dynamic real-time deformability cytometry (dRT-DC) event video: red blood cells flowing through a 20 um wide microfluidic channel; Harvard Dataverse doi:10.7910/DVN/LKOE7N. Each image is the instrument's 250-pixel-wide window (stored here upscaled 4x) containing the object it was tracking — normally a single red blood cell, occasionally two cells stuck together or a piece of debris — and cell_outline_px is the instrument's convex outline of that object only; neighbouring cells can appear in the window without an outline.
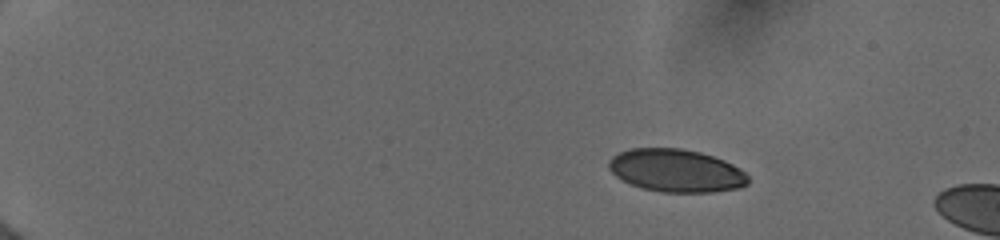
{"species": "human", "species_latin": "Homo sapiens", "temperature_condition": "cold", "stored_images_in_passage": 4, "camera_frame_rate_fps": 3000, "um_per_image_px": 0.085, "donor": {"sex": "female"}, "frame": {"image": 1, "passage_image": 1, "time_ms": 0.0, "image_size_px": [1000, 240], "cell_outline_px": [[748, 184], [740, 188], [712, 192], [660, 192], [644, 188], [632, 184], [616, 176], [608, 168], [608, 160], [612, 156], [620, 152], [632, 148], [680, 148], [700, 152], [724, 160], [740, 168], [748, 176]], "centroid_in_image_um": [57.48, 14.5], "position_along_channel_um": 27.5, "area_um2": 34.74}}